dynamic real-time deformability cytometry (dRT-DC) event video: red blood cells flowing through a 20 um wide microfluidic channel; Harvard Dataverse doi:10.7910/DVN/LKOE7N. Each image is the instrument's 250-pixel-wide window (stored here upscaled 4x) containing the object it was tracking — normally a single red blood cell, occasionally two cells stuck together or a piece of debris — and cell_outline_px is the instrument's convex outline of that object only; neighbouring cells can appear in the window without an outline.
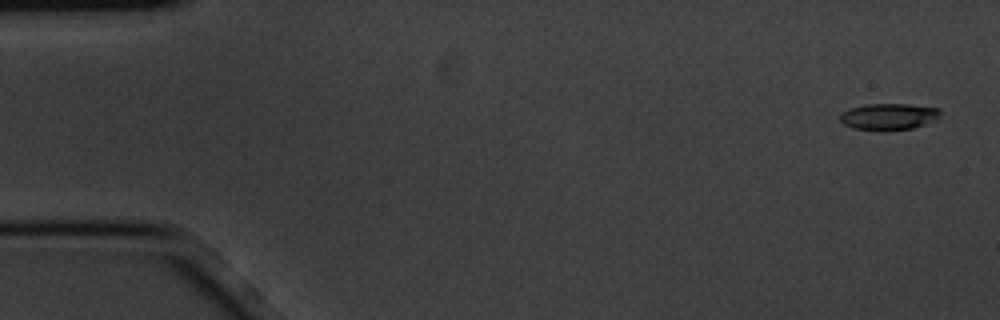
{"species": "common noctule bat (a hibernating species)", "species_latin": "Nyctalus noctula", "temperature_condition": "cold", "stored_images_in_passage": 5, "camera_frame_rate_fps": 3000, "um_per_image_px": 0.085, "animal": {"sex": "male", "body_mass_g": 20.1, "forearm_length_mm": 53.5}, "frame": {"image": 1, "passage_image": 1, "time_ms": 0.0, "image_size_px": [1000, 320], "cell_outline_px": [[940, 116], [936, 120], [912, 128], [884, 132], [880, 132], [852, 128], [844, 124], [840, 120], [840, 112], [852, 108], [868, 104], [908, 104], [940, 108]], "centroid_in_image_um": [75.53, 9.93], "position_along_channel_um": 9.5, "area_um2": 15.78}}
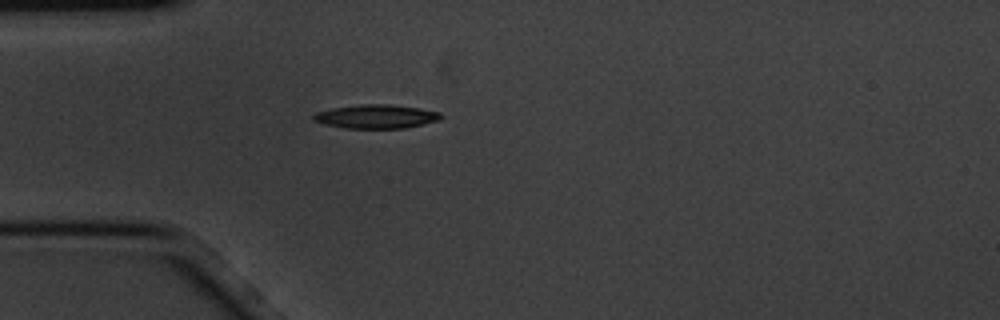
{"frame": {"image": 2, "passage_image": 5, "time_ms": 1.333, "image_size_px": [1000, 320], "cell_outline_px": [[444, 116], [440, 120], [404, 128], [344, 128], [324, 124], [312, 120], [312, 116], [316, 112], [332, 108], [360, 104], [388, 104], [416, 108], [440, 112]], "centroid_in_image_um": [31.95, 9.9], "position_along_channel_um": 53.1, "area_um2": 17.63}}